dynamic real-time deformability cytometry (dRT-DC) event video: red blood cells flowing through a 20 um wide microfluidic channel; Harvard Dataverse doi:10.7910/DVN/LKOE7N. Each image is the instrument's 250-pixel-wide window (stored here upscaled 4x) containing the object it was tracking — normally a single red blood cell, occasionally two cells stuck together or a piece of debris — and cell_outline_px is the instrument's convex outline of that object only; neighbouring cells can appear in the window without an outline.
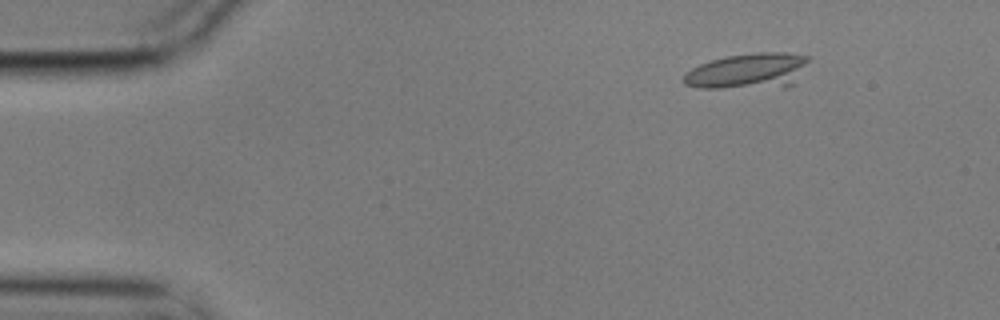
{"species": "common noctule bat (a hibernating species)", "species_latin": "Nyctalus noctula", "temperature_condition": "cold", "stored_images_in_passage": 6, "camera_frame_rate_fps": 3000, "um_per_image_px": 0.085, "animal": {"sex": "male", "body_mass_g": 17.9}, "frame": {"image": 1, "passage_image": 3, "time_ms": 0.667, "image_size_px": [1000, 320], "cell_outline_px": [[808, 60], [792, 84], [788, 88], [700, 88], [684, 84], [684, 76], [692, 68], [700, 64], [712, 60], [728, 56], [756, 52], [788, 52], [808, 56]], "centroid_in_image_um": [63.59, 6.05], "position_along_channel_um": 21.4, "area_um2": 25.89}}
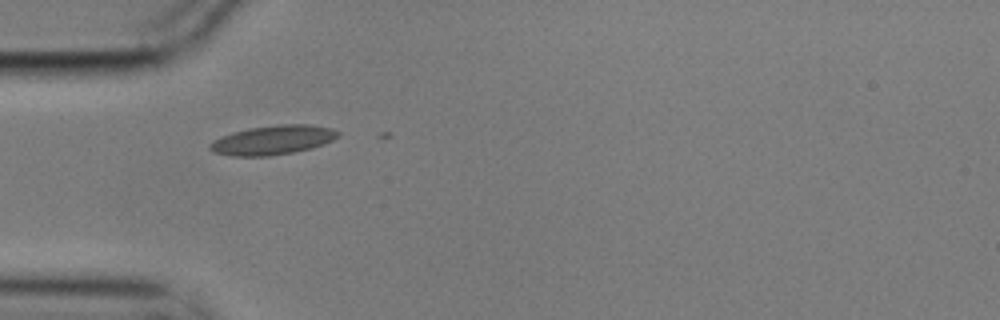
{"frame": {"image": 2, "passage_image": 5, "time_ms": 1.333, "image_size_px": [1000, 320], "cell_outline_px": [[340, 136], [324, 144], [312, 148], [292, 152], [268, 156], [232, 156], [212, 152], [208, 148], [208, 144], [212, 140], [220, 136], [232, 132], [252, 128], [280, 124], [308, 124], [332, 128], [340, 132]], "centroid_in_image_um": [23.17, 11.9], "position_along_channel_um": 61.8, "area_um2": 21.96}}